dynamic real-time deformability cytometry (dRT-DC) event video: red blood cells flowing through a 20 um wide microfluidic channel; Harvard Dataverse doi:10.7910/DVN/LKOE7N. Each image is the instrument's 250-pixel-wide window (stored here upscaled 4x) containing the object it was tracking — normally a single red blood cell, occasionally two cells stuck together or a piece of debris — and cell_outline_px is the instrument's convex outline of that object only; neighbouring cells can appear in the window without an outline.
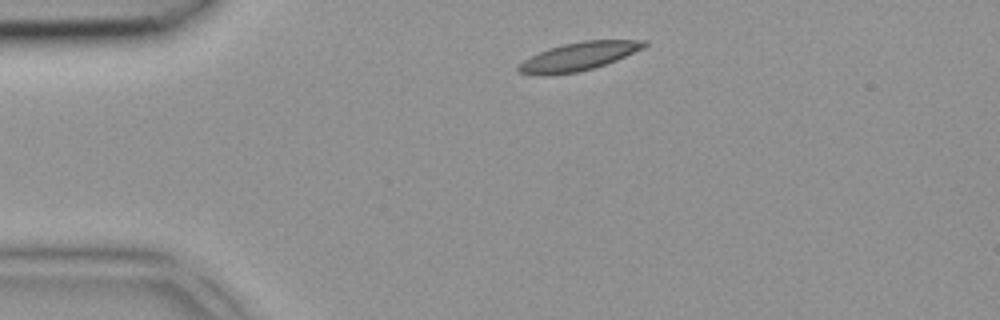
{"species": "common noctule bat (a hibernating species)", "species_latin": "Nyctalus noctula", "temperature_condition": "room temperature", "stored_images_in_passage": 6, "camera_frame_rate_fps": 3000, "um_per_image_px": 0.085, "animal": {"sex": "female", "body_mass_g": 18.4}, "frame": {"image": 1, "passage_image": 6, "time_ms": 1.667, "image_size_px": [1000, 320], "cell_outline_px": [[648, 44], [644, 48], [616, 60], [592, 68], [576, 72], [548, 76], [540, 76], [520, 72], [516, 68], [524, 60], [548, 48], [564, 44], [584, 40], [648, 40]], "centroid_in_image_um": [49.19, 4.8], "position_along_channel_um": 35.8, "area_um2": 20.58}}